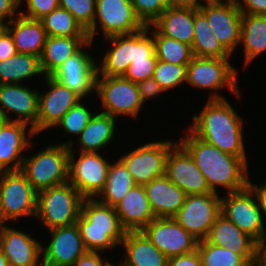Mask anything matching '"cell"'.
Wrapping results in <instances>:
<instances>
[{
  "mask_svg": "<svg viewBox=\"0 0 266 266\" xmlns=\"http://www.w3.org/2000/svg\"><path fill=\"white\" fill-rule=\"evenodd\" d=\"M216 93L210 96L201 113L193 117L194 124L189 130L202 141L241 158L248 165L242 119L232 105Z\"/></svg>",
  "mask_w": 266,
  "mask_h": 266,
  "instance_id": "obj_1",
  "label": "cell"
},
{
  "mask_svg": "<svg viewBox=\"0 0 266 266\" xmlns=\"http://www.w3.org/2000/svg\"><path fill=\"white\" fill-rule=\"evenodd\" d=\"M180 145L190 154L212 192L217 193V186L225 187L228 193L247 187L248 165L241 158L202 141L190 130Z\"/></svg>",
  "mask_w": 266,
  "mask_h": 266,
  "instance_id": "obj_2",
  "label": "cell"
},
{
  "mask_svg": "<svg viewBox=\"0 0 266 266\" xmlns=\"http://www.w3.org/2000/svg\"><path fill=\"white\" fill-rule=\"evenodd\" d=\"M76 224L88 251L113 249L121 244L127 232L115 207L99 202L98 198L83 200Z\"/></svg>",
  "mask_w": 266,
  "mask_h": 266,
  "instance_id": "obj_3",
  "label": "cell"
},
{
  "mask_svg": "<svg viewBox=\"0 0 266 266\" xmlns=\"http://www.w3.org/2000/svg\"><path fill=\"white\" fill-rule=\"evenodd\" d=\"M69 147L49 145L45 150L27 157L20 171L37 191L65 184L69 180Z\"/></svg>",
  "mask_w": 266,
  "mask_h": 266,
  "instance_id": "obj_4",
  "label": "cell"
},
{
  "mask_svg": "<svg viewBox=\"0 0 266 266\" xmlns=\"http://www.w3.org/2000/svg\"><path fill=\"white\" fill-rule=\"evenodd\" d=\"M85 198L69 182L37 192L36 217L51 230L75 224Z\"/></svg>",
  "mask_w": 266,
  "mask_h": 266,
  "instance_id": "obj_5",
  "label": "cell"
},
{
  "mask_svg": "<svg viewBox=\"0 0 266 266\" xmlns=\"http://www.w3.org/2000/svg\"><path fill=\"white\" fill-rule=\"evenodd\" d=\"M0 211L5 222L37 213V191L20 171H5L0 178Z\"/></svg>",
  "mask_w": 266,
  "mask_h": 266,
  "instance_id": "obj_6",
  "label": "cell"
},
{
  "mask_svg": "<svg viewBox=\"0 0 266 266\" xmlns=\"http://www.w3.org/2000/svg\"><path fill=\"white\" fill-rule=\"evenodd\" d=\"M97 21L105 38L130 35L146 27L136 16L131 0H96L94 22L86 31L91 42L97 32Z\"/></svg>",
  "mask_w": 266,
  "mask_h": 266,
  "instance_id": "obj_7",
  "label": "cell"
},
{
  "mask_svg": "<svg viewBox=\"0 0 266 266\" xmlns=\"http://www.w3.org/2000/svg\"><path fill=\"white\" fill-rule=\"evenodd\" d=\"M220 213L221 197L218 193L189 194L173 218L194 238L202 241Z\"/></svg>",
  "mask_w": 266,
  "mask_h": 266,
  "instance_id": "obj_8",
  "label": "cell"
},
{
  "mask_svg": "<svg viewBox=\"0 0 266 266\" xmlns=\"http://www.w3.org/2000/svg\"><path fill=\"white\" fill-rule=\"evenodd\" d=\"M69 147V180L78 192L86 198H97L103 190L109 162L98 152H81L77 161L73 157L72 141L63 143Z\"/></svg>",
  "mask_w": 266,
  "mask_h": 266,
  "instance_id": "obj_9",
  "label": "cell"
},
{
  "mask_svg": "<svg viewBox=\"0 0 266 266\" xmlns=\"http://www.w3.org/2000/svg\"><path fill=\"white\" fill-rule=\"evenodd\" d=\"M95 91L101 99L102 107L106 109L102 113L112 117L138 116L142 103L136 83L123 76H97Z\"/></svg>",
  "mask_w": 266,
  "mask_h": 266,
  "instance_id": "obj_10",
  "label": "cell"
},
{
  "mask_svg": "<svg viewBox=\"0 0 266 266\" xmlns=\"http://www.w3.org/2000/svg\"><path fill=\"white\" fill-rule=\"evenodd\" d=\"M254 197L248 187L238 192L227 193L226 197L221 198V213L260 244L266 240V231L262 212Z\"/></svg>",
  "mask_w": 266,
  "mask_h": 266,
  "instance_id": "obj_11",
  "label": "cell"
},
{
  "mask_svg": "<svg viewBox=\"0 0 266 266\" xmlns=\"http://www.w3.org/2000/svg\"><path fill=\"white\" fill-rule=\"evenodd\" d=\"M176 143L167 140L146 143L119 160L130 172L134 184L144 186L165 174L168 153Z\"/></svg>",
  "mask_w": 266,
  "mask_h": 266,
  "instance_id": "obj_12",
  "label": "cell"
},
{
  "mask_svg": "<svg viewBox=\"0 0 266 266\" xmlns=\"http://www.w3.org/2000/svg\"><path fill=\"white\" fill-rule=\"evenodd\" d=\"M229 58L193 57L187 65L186 82L195 88L214 91L227 87L238 97L237 71Z\"/></svg>",
  "mask_w": 266,
  "mask_h": 266,
  "instance_id": "obj_13",
  "label": "cell"
},
{
  "mask_svg": "<svg viewBox=\"0 0 266 266\" xmlns=\"http://www.w3.org/2000/svg\"><path fill=\"white\" fill-rule=\"evenodd\" d=\"M198 9L207 17L212 33L232 55L241 41L242 13L236 0L206 2Z\"/></svg>",
  "mask_w": 266,
  "mask_h": 266,
  "instance_id": "obj_14",
  "label": "cell"
},
{
  "mask_svg": "<svg viewBox=\"0 0 266 266\" xmlns=\"http://www.w3.org/2000/svg\"><path fill=\"white\" fill-rule=\"evenodd\" d=\"M141 232L168 259L197 250L199 242L174 218H155Z\"/></svg>",
  "mask_w": 266,
  "mask_h": 266,
  "instance_id": "obj_15",
  "label": "cell"
},
{
  "mask_svg": "<svg viewBox=\"0 0 266 266\" xmlns=\"http://www.w3.org/2000/svg\"><path fill=\"white\" fill-rule=\"evenodd\" d=\"M39 93L20 84H0V118L29 125L28 136L37 135ZM17 114L12 120L5 109Z\"/></svg>",
  "mask_w": 266,
  "mask_h": 266,
  "instance_id": "obj_16",
  "label": "cell"
},
{
  "mask_svg": "<svg viewBox=\"0 0 266 266\" xmlns=\"http://www.w3.org/2000/svg\"><path fill=\"white\" fill-rule=\"evenodd\" d=\"M97 68L92 56L80 49L63 62L50 76L83 99L94 92L96 88Z\"/></svg>",
  "mask_w": 266,
  "mask_h": 266,
  "instance_id": "obj_17",
  "label": "cell"
},
{
  "mask_svg": "<svg viewBox=\"0 0 266 266\" xmlns=\"http://www.w3.org/2000/svg\"><path fill=\"white\" fill-rule=\"evenodd\" d=\"M165 175L186 195L212 193L190 154L178 143L168 153Z\"/></svg>",
  "mask_w": 266,
  "mask_h": 266,
  "instance_id": "obj_18",
  "label": "cell"
},
{
  "mask_svg": "<svg viewBox=\"0 0 266 266\" xmlns=\"http://www.w3.org/2000/svg\"><path fill=\"white\" fill-rule=\"evenodd\" d=\"M49 91L40 94L38 101L37 135L47 130L62 119V117L80 100L78 94L65 87L51 76H45Z\"/></svg>",
  "mask_w": 266,
  "mask_h": 266,
  "instance_id": "obj_19",
  "label": "cell"
},
{
  "mask_svg": "<svg viewBox=\"0 0 266 266\" xmlns=\"http://www.w3.org/2000/svg\"><path fill=\"white\" fill-rule=\"evenodd\" d=\"M51 242L43 253V266H73L88 250L85 248L77 224L53 228Z\"/></svg>",
  "mask_w": 266,
  "mask_h": 266,
  "instance_id": "obj_20",
  "label": "cell"
},
{
  "mask_svg": "<svg viewBox=\"0 0 266 266\" xmlns=\"http://www.w3.org/2000/svg\"><path fill=\"white\" fill-rule=\"evenodd\" d=\"M205 240L213 245L230 249L248 264L258 260L259 244L222 213L217 216Z\"/></svg>",
  "mask_w": 266,
  "mask_h": 266,
  "instance_id": "obj_21",
  "label": "cell"
},
{
  "mask_svg": "<svg viewBox=\"0 0 266 266\" xmlns=\"http://www.w3.org/2000/svg\"><path fill=\"white\" fill-rule=\"evenodd\" d=\"M42 246L28 234L7 225L0 231V247L9 266H42L38 262Z\"/></svg>",
  "mask_w": 266,
  "mask_h": 266,
  "instance_id": "obj_22",
  "label": "cell"
},
{
  "mask_svg": "<svg viewBox=\"0 0 266 266\" xmlns=\"http://www.w3.org/2000/svg\"><path fill=\"white\" fill-rule=\"evenodd\" d=\"M122 227L127 232L142 231L156 217L151 209L144 186L133 188L115 206Z\"/></svg>",
  "mask_w": 266,
  "mask_h": 266,
  "instance_id": "obj_23",
  "label": "cell"
},
{
  "mask_svg": "<svg viewBox=\"0 0 266 266\" xmlns=\"http://www.w3.org/2000/svg\"><path fill=\"white\" fill-rule=\"evenodd\" d=\"M27 126L17 121L0 120V166L5 171L21 169L22 152L31 144L26 134Z\"/></svg>",
  "mask_w": 266,
  "mask_h": 266,
  "instance_id": "obj_24",
  "label": "cell"
},
{
  "mask_svg": "<svg viewBox=\"0 0 266 266\" xmlns=\"http://www.w3.org/2000/svg\"><path fill=\"white\" fill-rule=\"evenodd\" d=\"M156 218H173L182 207L186 194L164 174L144 185Z\"/></svg>",
  "mask_w": 266,
  "mask_h": 266,
  "instance_id": "obj_25",
  "label": "cell"
},
{
  "mask_svg": "<svg viewBox=\"0 0 266 266\" xmlns=\"http://www.w3.org/2000/svg\"><path fill=\"white\" fill-rule=\"evenodd\" d=\"M5 28L12 36L17 53L31 54L41 58L47 33L40 20L19 14Z\"/></svg>",
  "mask_w": 266,
  "mask_h": 266,
  "instance_id": "obj_26",
  "label": "cell"
},
{
  "mask_svg": "<svg viewBox=\"0 0 266 266\" xmlns=\"http://www.w3.org/2000/svg\"><path fill=\"white\" fill-rule=\"evenodd\" d=\"M121 244L126 257L121 266H167L168 258L141 232H126Z\"/></svg>",
  "mask_w": 266,
  "mask_h": 266,
  "instance_id": "obj_27",
  "label": "cell"
},
{
  "mask_svg": "<svg viewBox=\"0 0 266 266\" xmlns=\"http://www.w3.org/2000/svg\"><path fill=\"white\" fill-rule=\"evenodd\" d=\"M151 25L162 35L192 46L194 39V8L169 6Z\"/></svg>",
  "mask_w": 266,
  "mask_h": 266,
  "instance_id": "obj_28",
  "label": "cell"
},
{
  "mask_svg": "<svg viewBox=\"0 0 266 266\" xmlns=\"http://www.w3.org/2000/svg\"><path fill=\"white\" fill-rule=\"evenodd\" d=\"M91 44L88 37L47 36L40 58V67L44 76H50L69 57Z\"/></svg>",
  "mask_w": 266,
  "mask_h": 266,
  "instance_id": "obj_29",
  "label": "cell"
},
{
  "mask_svg": "<svg viewBox=\"0 0 266 266\" xmlns=\"http://www.w3.org/2000/svg\"><path fill=\"white\" fill-rule=\"evenodd\" d=\"M113 44L103 58L97 76H123L133 60V34L104 38Z\"/></svg>",
  "mask_w": 266,
  "mask_h": 266,
  "instance_id": "obj_30",
  "label": "cell"
},
{
  "mask_svg": "<svg viewBox=\"0 0 266 266\" xmlns=\"http://www.w3.org/2000/svg\"><path fill=\"white\" fill-rule=\"evenodd\" d=\"M207 17L194 8V39L192 52L195 57L230 58L231 54L222 46L211 31Z\"/></svg>",
  "mask_w": 266,
  "mask_h": 266,
  "instance_id": "obj_31",
  "label": "cell"
},
{
  "mask_svg": "<svg viewBox=\"0 0 266 266\" xmlns=\"http://www.w3.org/2000/svg\"><path fill=\"white\" fill-rule=\"evenodd\" d=\"M240 43L244 44L245 65L266 51V15L242 14Z\"/></svg>",
  "mask_w": 266,
  "mask_h": 266,
  "instance_id": "obj_32",
  "label": "cell"
},
{
  "mask_svg": "<svg viewBox=\"0 0 266 266\" xmlns=\"http://www.w3.org/2000/svg\"><path fill=\"white\" fill-rule=\"evenodd\" d=\"M115 119L102 112L93 115L79 135L81 152H98L97 150L110 143L115 132Z\"/></svg>",
  "mask_w": 266,
  "mask_h": 266,
  "instance_id": "obj_33",
  "label": "cell"
},
{
  "mask_svg": "<svg viewBox=\"0 0 266 266\" xmlns=\"http://www.w3.org/2000/svg\"><path fill=\"white\" fill-rule=\"evenodd\" d=\"M41 73L40 58L31 54L16 53L0 61V84H20L22 80Z\"/></svg>",
  "mask_w": 266,
  "mask_h": 266,
  "instance_id": "obj_34",
  "label": "cell"
},
{
  "mask_svg": "<svg viewBox=\"0 0 266 266\" xmlns=\"http://www.w3.org/2000/svg\"><path fill=\"white\" fill-rule=\"evenodd\" d=\"M134 185L130 172L120 160L110 163L105 186L99 193L103 197L99 202L115 207Z\"/></svg>",
  "mask_w": 266,
  "mask_h": 266,
  "instance_id": "obj_35",
  "label": "cell"
},
{
  "mask_svg": "<svg viewBox=\"0 0 266 266\" xmlns=\"http://www.w3.org/2000/svg\"><path fill=\"white\" fill-rule=\"evenodd\" d=\"M152 30L157 59L186 66L191 62L194 55L190 45L162 35L154 26Z\"/></svg>",
  "mask_w": 266,
  "mask_h": 266,
  "instance_id": "obj_36",
  "label": "cell"
},
{
  "mask_svg": "<svg viewBox=\"0 0 266 266\" xmlns=\"http://www.w3.org/2000/svg\"><path fill=\"white\" fill-rule=\"evenodd\" d=\"M47 36L88 37L87 32L75 20L74 16L61 7L40 19Z\"/></svg>",
  "mask_w": 266,
  "mask_h": 266,
  "instance_id": "obj_37",
  "label": "cell"
},
{
  "mask_svg": "<svg viewBox=\"0 0 266 266\" xmlns=\"http://www.w3.org/2000/svg\"><path fill=\"white\" fill-rule=\"evenodd\" d=\"M197 251L202 266H246L248 264L240 255L230 249L213 245L206 240L198 242Z\"/></svg>",
  "mask_w": 266,
  "mask_h": 266,
  "instance_id": "obj_38",
  "label": "cell"
},
{
  "mask_svg": "<svg viewBox=\"0 0 266 266\" xmlns=\"http://www.w3.org/2000/svg\"><path fill=\"white\" fill-rule=\"evenodd\" d=\"M186 73V65L172 64L158 59L153 78L164 91H167L186 81Z\"/></svg>",
  "mask_w": 266,
  "mask_h": 266,
  "instance_id": "obj_39",
  "label": "cell"
},
{
  "mask_svg": "<svg viewBox=\"0 0 266 266\" xmlns=\"http://www.w3.org/2000/svg\"><path fill=\"white\" fill-rule=\"evenodd\" d=\"M96 0H59V7L69 11L87 31L94 22Z\"/></svg>",
  "mask_w": 266,
  "mask_h": 266,
  "instance_id": "obj_40",
  "label": "cell"
},
{
  "mask_svg": "<svg viewBox=\"0 0 266 266\" xmlns=\"http://www.w3.org/2000/svg\"><path fill=\"white\" fill-rule=\"evenodd\" d=\"M92 116L93 114L82 104L80 100L55 126H61L64 128L66 133L80 135Z\"/></svg>",
  "mask_w": 266,
  "mask_h": 266,
  "instance_id": "obj_41",
  "label": "cell"
},
{
  "mask_svg": "<svg viewBox=\"0 0 266 266\" xmlns=\"http://www.w3.org/2000/svg\"><path fill=\"white\" fill-rule=\"evenodd\" d=\"M131 4L145 26L153 24L169 7L166 0H131Z\"/></svg>",
  "mask_w": 266,
  "mask_h": 266,
  "instance_id": "obj_42",
  "label": "cell"
},
{
  "mask_svg": "<svg viewBox=\"0 0 266 266\" xmlns=\"http://www.w3.org/2000/svg\"><path fill=\"white\" fill-rule=\"evenodd\" d=\"M151 25H147L141 31L133 33V60L145 58H157L153 35L148 36Z\"/></svg>",
  "mask_w": 266,
  "mask_h": 266,
  "instance_id": "obj_43",
  "label": "cell"
},
{
  "mask_svg": "<svg viewBox=\"0 0 266 266\" xmlns=\"http://www.w3.org/2000/svg\"><path fill=\"white\" fill-rule=\"evenodd\" d=\"M157 61V58L134 60L128 66V69L124 73L123 77L134 83L152 78Z\"/></svg>",
  "mask_w": 266,
  "mask_h": 266,
  "instance_id": "obj_44",
  "label": "cell"
},
{
  "mask_svg": "<svg viewBox=\"0 0 266 266\" xmlns=\"http://www.w3.org/2000/svg\"><path fill=\"white\" fill-rule=\"evenodd\" d=\"M27 5V13L22 14L31 19L40 20L44 16L50 14L54 9L59 7V0H25Z\"/></svg>",
  "mask_w": 266,
  "mask_h": 266,
  "instance_id": "obj_45",
  "label": "cell"
},
{
  "mask_svg": "<svg viewBox=\"0 0 266 266\" xmlns=\"http://www.w3.org/2000/svg\"><path fill=\"white\" fill-rule=\"evenodd\" d=\"M137 84L139 96L141 99V103L143 104L147 99H151L153 97H157V95L164 92V90L160 87L158 82L152 77L149 79H145L140 81Z\"/></svg>",
  "mask_w": 266,
  "mask_h": 266,
  "instance_id": "obj_46",
  "label": "cell"
},
{
  "mask_svg": "<svg viewBox=\"0 0 266 266\" xmlns=\"http://www.w3.org/2000/svg\"><path fill=\"white\" fill-rule=\"evenodd\" d=\"M17 53L12 36L6 28L0 30V61L11 58Z\"/></svg>",
  "mask_w": 266,
  "mask_h": 266,
  "instance_id": "obj_47",
  "label": "cell"
},
{
  "mask_svg": "<svg viewBox=\"0 0 266 266\" xmlns=\"http://www.w3.org/2000/svg\"><path fill=\"white\" fill-rule=\"evenodd\" d=\"M20 0H0V26L5 28V26L16 18L20 12L16 13L17 8L20 6ZM16 13V15H15ZM8 19V23L5 22V18Z\"/></svg>",
  "mask_w": 266,
  "mask_h": 266,
  "instance_id": "obj_48",
  "label": "cell"
},
{
  "mask_svg": "<svg viewBox=\"0 0 266 266\" xmlns=\"http://www.w3.org/2000/svg\"><path fill=\"white\" fill-rule=\"evenodd\" d=\"M236 0L242 14H263L266 15V0Z\"/></svg>",
  "mask_w": 266,
  "mask_h": 266,
  "instance_id": "obj_49",
  "label": "cell"
},
{
  "mask_svg": "<svg viewBox=\"0 0 266 266\" xmlns=\"http://www.w3.org/2000/svg\"><path fill=\"white\" fill-rule=\"evenodd\" d=\"M167 266H202L200 255L197 250L168 259Z\"/></svg>",
  "mask_w": 266,
  "mask_h": 266,
  "instance_id": "obj_50",
  "label": "cell"
},
{
  "mask_svg": "<svg viewBox=\"0 0 266 266\" xmlns=\"http://www.w3.org/2000/svg\"><path fill=\"white\" fill-rule=\"evenodd\" d=\"M111 262H104L100 257L99 251H87L82 255L73 266H111Z\"/></svg>",
  "mask_w": 266,
  "mask_h": 266,
  "instance_id": "obj_51",
  "label": "cell"
},
{
  "mask_svg": "<svg viewBox=\"0 0 266 266\" xmlns=\"http://www.w3.org/2000/svg\"><path fill=\"white\" fill-rule=\"evenodd\" d=\"M247 187L252 191L254 194L259 209L263 214H266V184L263 185H253L249 180L247 182Z\"/></svg>",
  "mask_w": 266,
  "mask_h": 266,
  "instance_id": "obj_52",
  "label": "cell"
},
{
  "mask_svg": "<svg viewBox=\"0 0 266 266\" xmlns=\"http://www.w3.org/2000/svg\"><path fill=\"white\" fill-rule=\"evenodd\" d=\"M168 6L198 8L202 3L198 0H166ZM202 1V0H201Z\"/></svg>",
  "mask_w": 266,
  "mask_h": 266,
  "instance_id": "obj_53",
  "label": "cell"
},
{
  "mask_svg": "<svg viewBox=\"0 0 266 266\" xmlns=\"http://www.w3.org/2000/svg\"><path fill=\"white\" fill-rule=\"evenodd\" d=\"M258 260L266 266V240L259 244Z\"/></svg>",
  "mask_w": 266,
  "mask_h": 266,
  "instance_id": "obj_54",
  "label": "cell"
},
{
  "mask_svg": "<svg viewBox=\"0 0 266 266\" xmlns=\"http://www.w3.org/2000/svg\"><path fill=\"white\" fill-rule=\"evenodd\" d=\"M0 266H9L7 258L5 257L1 247H0Z\"/></svg>",
  "mask_w": 266,
  "mask_h": 266,
  "instance_id": "obj_55",
  "label": "cell"
},
{
  "mask_svg": "<svg viewBox=\"0 0 266 266\" xmlns=\"http://www.w3.org/2000/svg\"><path fill=\"white\" fill-rule=\"evenodd\" d=\"M246 266H263V264L259 260H256L255 262L249 263Z\"/></svg>",
  "mask_w": 266,
  "mask_h": 266,
  "instance_id": "obj_56",
  "label": "cell"
},
{
  "mask_svg": "<svg viewBox=\"0 0 266 266\" xmlns=\"http://www.w3.org/2000/svg\"><path fill=\"white\" fill-rule=\"evenodd\" d=\"M4 224V225H3ZM5 226V221L1 215V211H0V231L2 230V228Z\"/></svg>",
  "mask_w": 266,
  "mask_h": 266,
  "instance_id": "obj_57",
  "label": "cell"
},
{
  "mask_svg": "<svg viewBox=\"0 0 266 266\" xmlns=\"http://www.w3.org/2000/svg\"><path fill=\"white\" fill-rule=\"evenodd\" d=\"M5 172V170L0 166V176Z\"/></svg>",
  "mask_w": 266,
  "mask_h": 266,
  "instance_id": "obj_58",
  "label": "cell"
},
{
  "mask_svg": "<svg viewBox=\"0 0 266 266\" xmlns=\"http://www.w3.org/2000/svg\"><path fill=\"white\" fill-rule=\"evenodd\" d=\"M215 1H221V0H205V2H215ZM229 1V0H226Z\"/></svg>",
  "mask_w": 266,
  "mask_h": 266,
  "instance_id": "obj_59",
  "label": "cell"
}]
</instances>
